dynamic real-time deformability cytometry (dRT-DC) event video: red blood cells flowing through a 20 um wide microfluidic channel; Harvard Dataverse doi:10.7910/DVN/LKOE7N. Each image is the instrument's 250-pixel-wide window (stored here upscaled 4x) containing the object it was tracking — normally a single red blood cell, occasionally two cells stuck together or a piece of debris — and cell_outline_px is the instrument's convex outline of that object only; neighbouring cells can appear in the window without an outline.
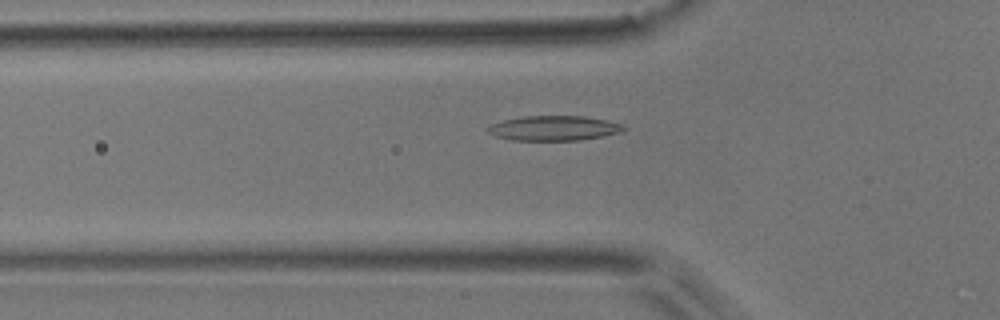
{"species": "common noctule bat (a hibernating species)", "species_latin": "Nyctalus noctula", "temperature_condition": "room temperature", "stored_images_in_passage": 54, "camera_frame_rate_fps": 3000, "um_per_image_px": 0.085, "animal": {"sex": "male", "body_mass_g": 17.9}, "frame": {"image": 1, "passage_image": 18, "time_ms": 5.667, "image_size_px": [1000, 320], "cell_outline_px": [[628, 128], [620, 132], [604, 136], [580, 140], [512, 140], [496, 136], [488, 132], [484, 128], [488, 124], [500, 120], [524, 116], [584, 116], [608, 120], [624, 124]], "centroid_in_image_um": [47.07, 10.88], "position_along_channel_um": 78.7, "area_um2": 20.0}}
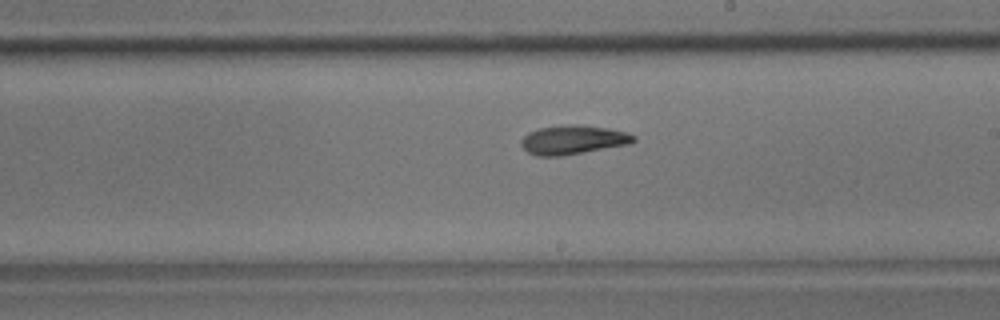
{"frame": {"image": 2, "passage_image": 31, "time_ms": 10.0, "image_size_px": [1000, 320], "cell_outline_px": [[636, 140], [628, 144], [560, 156], [536, 156], [528, 152], [520, 144], [520, 140], [528, 132], [540, 128], [568, 124], [608, 128], [624, 132], [636, 136]], "centroid_in_image_um": [48.66, 11.88], "position_along_channel_um": 240.3, "area_um2": 18.73}}
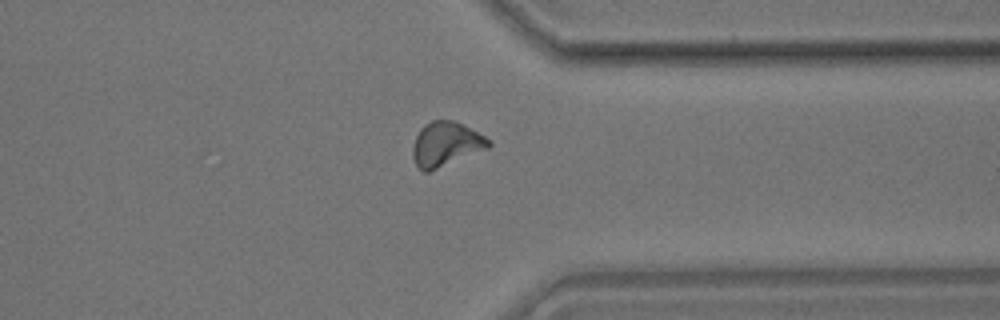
{"frame": {"image": 3, "passage_image": 42, "time_ms": 13.667, "image_size_px": [1000, 320], "cell_outline_px": [[492, 144], [488, 148], [428, 172], [424, 172], [416, 164], [412, 156], [412, 148], [416, 136], [420, 128], [424, 124], [432, 120], [456, 120], [492, 140]], "centroid_in_image_um": [37.9, 12.23], "position_along_channel_um": 373.5, "area_um2": 19.65}, "authors_computed_cell_mechanics": {"area_um2": 18.5249, "velocity_mm_per_s": 3.7126, "shape_relaxation_time_tau1_ms": 7.4618, "shape_relaxation_time_tau2_ms": 10.1687, "deformation_change_tau1": 0.1891, "deformation_change_tau2": 0.2061}}